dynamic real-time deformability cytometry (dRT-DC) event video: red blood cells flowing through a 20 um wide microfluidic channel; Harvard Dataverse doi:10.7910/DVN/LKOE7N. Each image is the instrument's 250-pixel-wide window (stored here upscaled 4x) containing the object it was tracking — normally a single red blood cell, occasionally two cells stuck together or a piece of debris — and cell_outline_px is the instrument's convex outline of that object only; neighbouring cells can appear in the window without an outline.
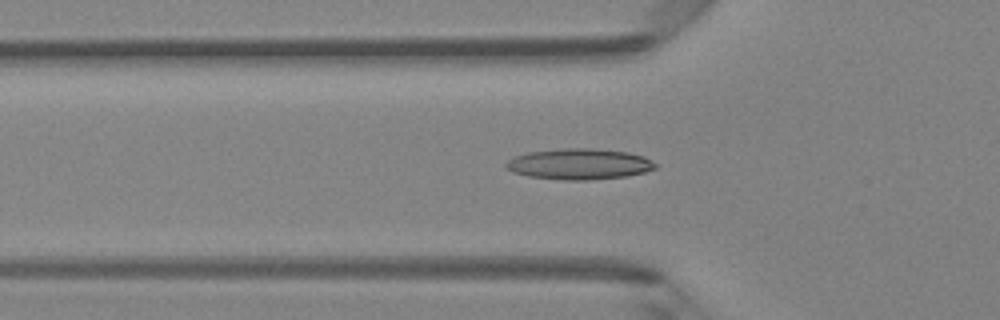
{"species": "Egyptian fruit bat (a non-hibernating species)", "species_latin": "Rousettus aegyptiacus", "temperature_condition": "room temperature", "stored_images_in_passage": 35, "camera_frame_rate_fps": 3000, "um_per_image_px": 0.085, "animal": {"sex": "female"}, "frame": {"image": 1, "passage_image": 3, "time_ms": 0.667, "image_size_px": [1000, 320], "cell_outline_px": [[656, 168], [644, 172], [628, 176], [588, 180], [564, 180], [528, 176], [512, 172], [504, 168], [504, 164], [508, 160], [516, 156], [528, 152], [564, 148], [592, 148], [628, 152], [644, 156], [656, 164]], "centroid_in_image_um": [49.22, 13.94], "position_along_channel_um": 76.6, "area_um2": 26.93}}
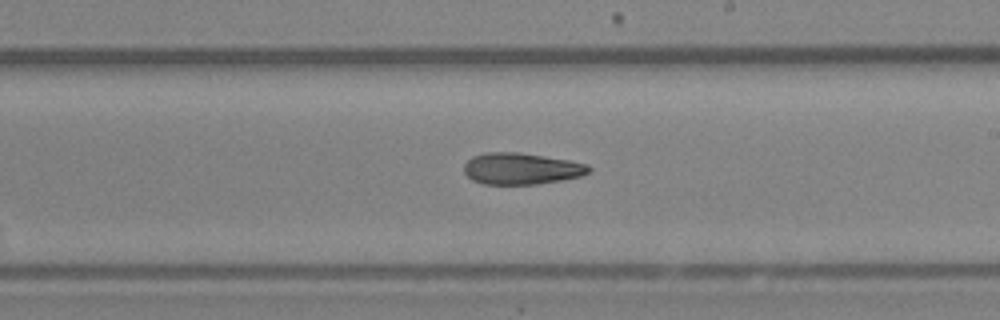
{"frame": {"image": 2, "passage_image": 15, "time_ms": 4.667, "image_size_px": [1000, 320], "cell_outline_px": [[592, 168], [588, 172], [580, 176], [560, 180], [536, 184], [484, 184], [472, 180], [464, 172], [464, 164], [472, 156], [484, 152], [520, 152], [568, 160], [588, 164]], "centroid_in_image_um": [44.28, 14.32], "position_along_channel_um": 244.7, "area_um2": 22.89}}
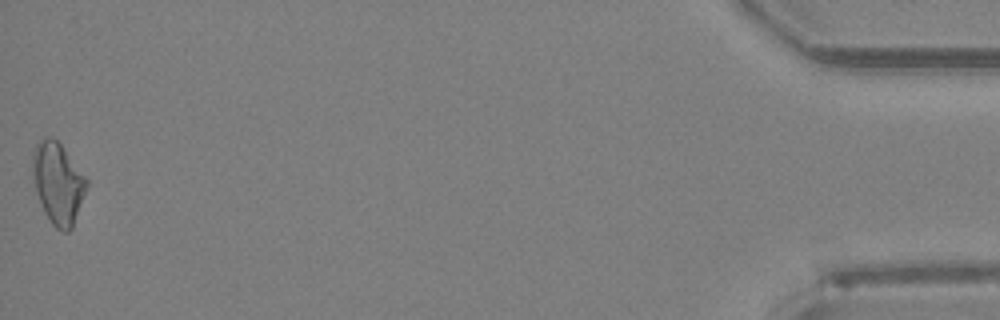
{"frame": {"image": 3, "passage_image": 35, "time_ms": 11.333, "image_size_px": [1000, 320], "cell_outline_px": [[88, 184], [72, 228], [68, 232], [64, 232], [56, 228], [52, 224], [44, 212], [36, 192], [32, 172], [32, 152], [36, 144], [44, 136], [52, 136], [60, 144], [88, 180]], "centroid_in_image_um": [4.9, 15.56], "position_along_channel_um": 430.3, "area_um2": 25.43}, "authors_computed_cell_mechanics": {"area_um2": 23.3512, "velocity_mm_per_s": 4.2128, "shape_relaxation_time_tau1_ms": null, "shape_relaxation_time_tau2_ms": 9.008, "deformation_change_tau1": null, "deformation_change_tau2": 0.22}}